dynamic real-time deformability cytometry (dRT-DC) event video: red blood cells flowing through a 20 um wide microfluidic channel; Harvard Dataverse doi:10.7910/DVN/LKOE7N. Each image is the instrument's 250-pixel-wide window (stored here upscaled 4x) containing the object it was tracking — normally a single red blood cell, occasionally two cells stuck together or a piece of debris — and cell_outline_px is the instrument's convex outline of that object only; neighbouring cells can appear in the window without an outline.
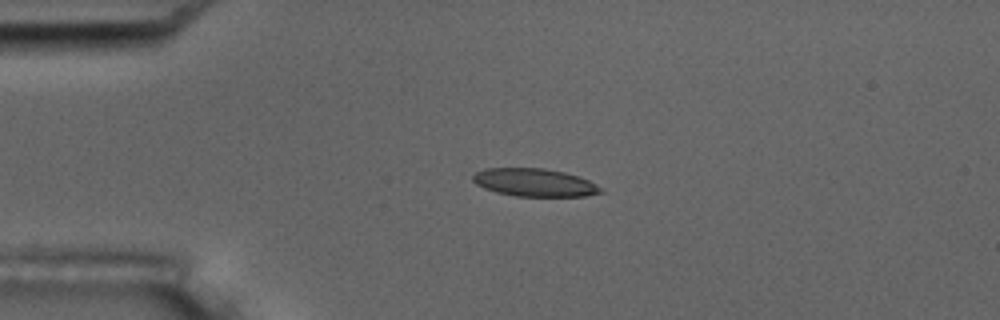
{"species": "common noctule bat (a hibernating species)", "species_latin": "Nyctalus noctula", "temperature_condition": "room temperature", "stored_images_in_passage": 6, "camera_frame_rate_fps": 3000, "um_per_image_px": 0.085, "animal": {"sex": "male", "body_mass_g": 17.5, "forearm_length_mm": 52.3}, "frame": {"image": 1, "passage_image": 4, "time_ms": 3.333, "image_size_px": [1000, 320], "cell_outline_px": [[604, 192], [584, 196], [516, 196], [496, 192], [484, 188], [476, 184], [472, 180], [472, 176], [476, 172], [484, 168], [544, 168], [564, 172], [580, 176], [604, 188]], "centroid_in_image_um": [45.45, 15.51], "position_along_channel_um": 39.6, "area_um2": 20.92}}